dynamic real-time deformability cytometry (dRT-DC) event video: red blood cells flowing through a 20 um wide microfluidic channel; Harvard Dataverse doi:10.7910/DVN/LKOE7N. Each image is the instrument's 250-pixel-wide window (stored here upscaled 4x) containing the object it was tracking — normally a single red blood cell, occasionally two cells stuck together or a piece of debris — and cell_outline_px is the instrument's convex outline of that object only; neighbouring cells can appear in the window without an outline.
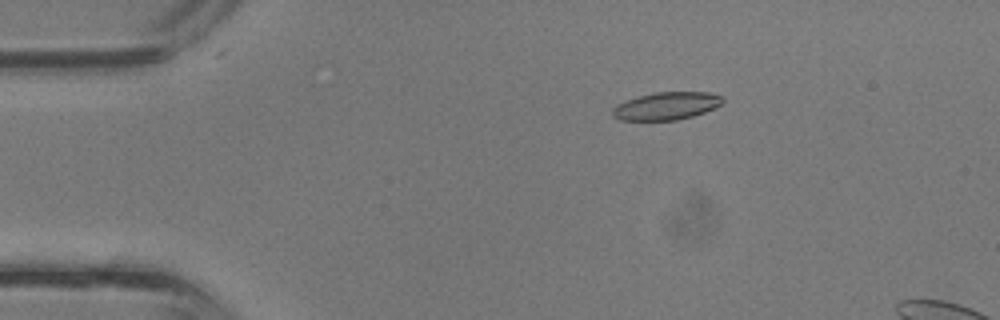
{"species": "common noctule bat (a hibernating species)", "species_latin": "Nyctalus noctula", "temperature_condition": "room temperature", "stored_images_in_passage": 12, "camera_frame_rate_fps": 3000, "um_per_image_px": 0.085, "animal": {"sex": "male", "body_mass_g": 13.3}, "frame": {"image": 1, "passage_image": 7, "time_ms": 2.0, "image_size_px": [1000, 320], "cell_outline_px": [[724, 100], [716, 108], [692, 116], [676, 120], [620, 120], [612, 116], [612, 108], [616, 104], [636, 96], [656, 92], [708, 92], [724, 96]], "centroid_in_image_um": [56.63, 9.0], "position_along_channel_um": 28.4, "area_um2": 17.92}}